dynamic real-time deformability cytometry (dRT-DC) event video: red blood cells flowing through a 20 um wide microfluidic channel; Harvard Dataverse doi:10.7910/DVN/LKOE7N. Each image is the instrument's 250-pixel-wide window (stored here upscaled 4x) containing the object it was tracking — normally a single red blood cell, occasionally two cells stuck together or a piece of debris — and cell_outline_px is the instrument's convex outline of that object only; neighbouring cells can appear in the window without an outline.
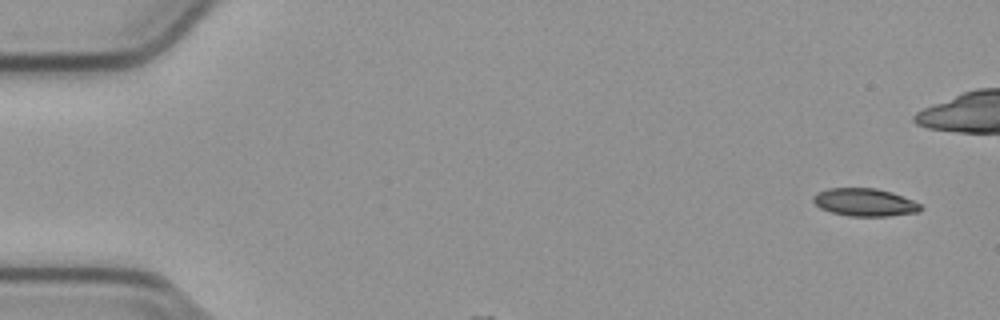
{"species": "common noctule bat (a hibernating species)", "species_latin": "Nyctalus noctula", "temperature_condition": "cold", "stored_images_in_passage": 35, "camera_frame_rate_fps": 3000, "um_per_image_px": 0.085, "animal": {"sex": "male", "body_mass_g": 23.1, "forearm_length_mm": 52.7}, "frame": {"image": 1, "passage_image": 2, "time_ms": 0.333, "image_size_px": [1000, 320], "cell_outline_px": [[924, 208], [920, 212], [888, 216], [848, 216], [832, 212], [820, 208], [812, 200], [812, 196], [816, 192], [828, 188], [876, 188], [892, 192], [912, 200], [920, 204]], "centroid_in_image_um": [73.5, 17.19], "position_along_channel_um": 11.5, "area_um2": 17.51}}